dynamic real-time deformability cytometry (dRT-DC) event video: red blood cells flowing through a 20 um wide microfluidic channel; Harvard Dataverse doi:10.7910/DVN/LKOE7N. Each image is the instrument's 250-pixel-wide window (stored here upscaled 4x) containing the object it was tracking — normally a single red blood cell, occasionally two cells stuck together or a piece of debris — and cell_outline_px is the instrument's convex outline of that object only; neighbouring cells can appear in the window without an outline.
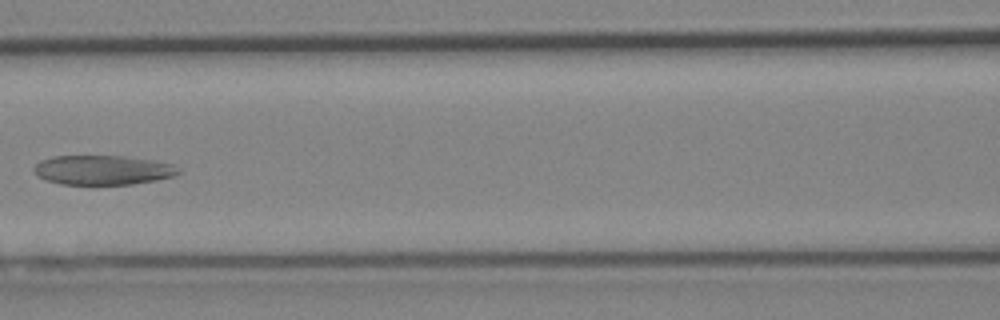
{"species": "Egyptian fruit bat (a non-hibernating species)", "species_latin": "Rousettus aegyptiacus", "temperature_condition": "cold", "stored_images_in_passage": 7, "camera_frame_rate_fps": 3000, "um_per_image_px": 0.085, "animal": {"sex": "female"}, "frame": {"image": 1, "passage_image": 7, "time_ms": 2.0, "image_size_px": [1000, 320], "cell_outline_px": [[180, 172], [176, 176], [156, 180], [132, 184], [60, 184], [36, 176], [32, 168], [40, 160], [52, 156], [124, 156], [152, 160], [172, 164], [180, 168]], "centroid_in_image_um": [8.73, 14.45], "position_along_channel_um": 157.9, "area_um2": 24.91}}